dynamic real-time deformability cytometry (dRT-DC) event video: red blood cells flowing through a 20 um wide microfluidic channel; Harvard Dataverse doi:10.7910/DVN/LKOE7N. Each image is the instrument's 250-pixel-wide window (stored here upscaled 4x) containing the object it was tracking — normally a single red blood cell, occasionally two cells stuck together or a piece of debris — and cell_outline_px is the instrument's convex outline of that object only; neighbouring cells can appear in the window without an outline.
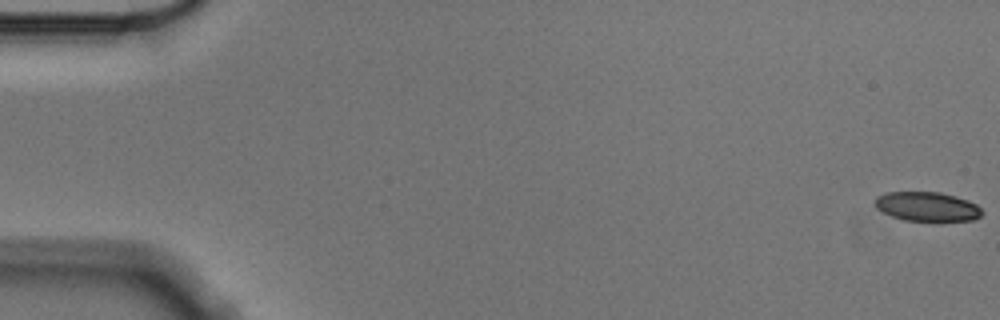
{"species": "Egyptian fruit bat (a non-hibernating species)", "species_latin": "Rousettus aegyptiacus", "temperature_condition": "cold", "stored_images_in_passage": 57, "camera_frame_rate_fps": 3000, "um_per_image_px": 0.085, "animal": {"sex": "male"}, "frame": {"image": 1, "passage_image": 1, "time_ms": 0.0, "image_size_px": [1000, 320], "cell_outline_px": [[984, 212], [980, 216], [972, 220], [904, 220], [892, 216], [876, 208], [876, 196], [888, 192], [940, 192], [956, 196], [968, 200], [976, 204]], "centroid_in_image_um": [78.82, 17.54], "position_along_channel_um": 6.2, "area_um2": 18.03}}
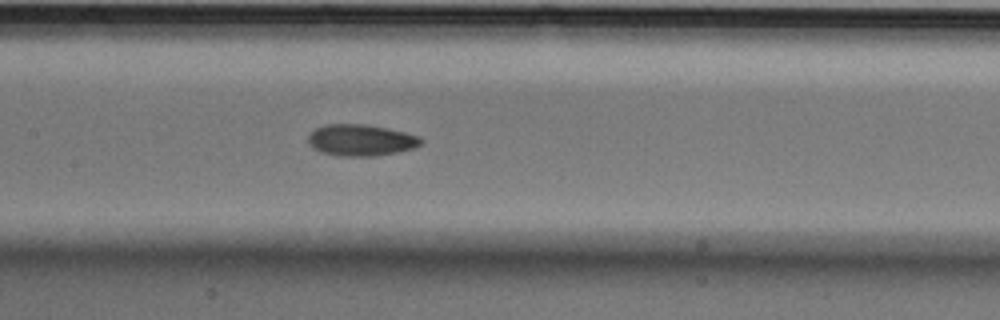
{"frame": {"image": 2, "passage_image": 28, "time_ms": 9.0, "image_size_px": [1000, 320], "cell_outline_px": [[424, 140], [420, 144], [412, 148], [396, 152], [376, 156], [340, 156], [320, 152], [312, 148], [308, 144], [308, 136], [316, 128], [328, 124], [368, 124], [388, 128], [420, 136]], "centroid_in_image_um": [30.66, 11.91], "position_along_channel_um": 176.7, "area_um2": 20.75}}
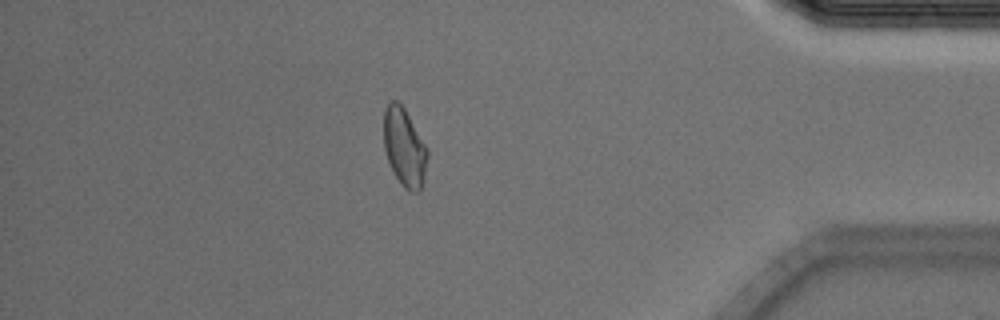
{"frame": {"image": 3, "passage_image": 50, "time_ms": 16.333, "image_size_px": [1000, 320], "cell_outline_px": [[428, 156], [424, 180], [420, 188], [416, 192], [408, 192], [400, 184], [388, 160], [384, 148], [384, 108], [392, 100], [396, 100], [404, 108], [428, 148]], "centroid_in_image_um": [34.38, 12.53], "position_along_channel_um": 400.8, "area_um2": 19.88}, "authors_computed_cell_mechanics": {"area_um2": 20.0566, "velocity_mm_per_s": 3.5508, "shape_relaxation_time_tau1_ms": 2.9059, "shape_relaxation_time_tau2_ms": 2.5364, "deformation_change_tau1": 0.0895, "deformation_change_tau2": 0.0691}}